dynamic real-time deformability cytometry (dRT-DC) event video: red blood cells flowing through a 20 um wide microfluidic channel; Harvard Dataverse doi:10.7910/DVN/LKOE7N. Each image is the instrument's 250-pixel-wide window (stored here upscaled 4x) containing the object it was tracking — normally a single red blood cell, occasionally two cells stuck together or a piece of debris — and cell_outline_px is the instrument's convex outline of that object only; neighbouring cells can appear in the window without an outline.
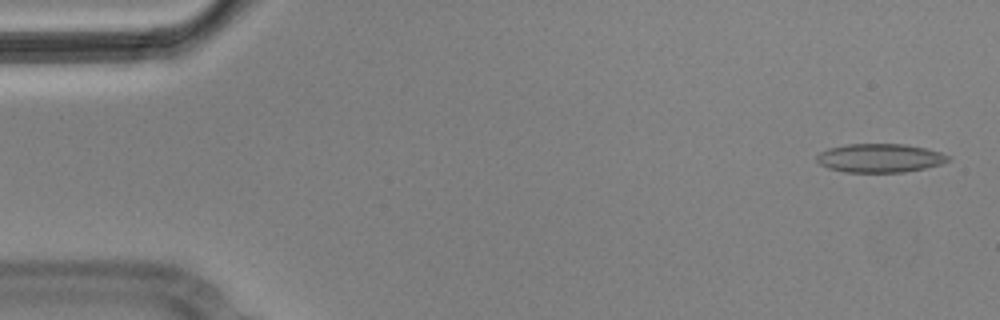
{"species": "Egyptian fruit bat (a non-hibernating species)", "species_latin": "Rousettus aegyptiacus", "temperature_condition": "cold", "stored_images_in_passage": 4, "camera_frame_rate_fps": 3000, "um_per_image_px": 0.085, "animal": {"sex": "male"}, "frame": {"image": 1, "passage_image": 1, "time_ms": 0.0, "image_size_px": [1000, 320], "cell_outline_px": [[952, 160], [940, 164], [924, 168], [904, 172], [844, 172], [828, 168], [820, 164], [816, 160], [816, 156], [820, 152], [828, 148], [848, 144], [904, 144], [924, 148], [940, 152], [952, 156]], "centroid_in_image_um": [74.8, 13.43], "position_along_channel_um": 10.2, "area_um2": 22.02}}
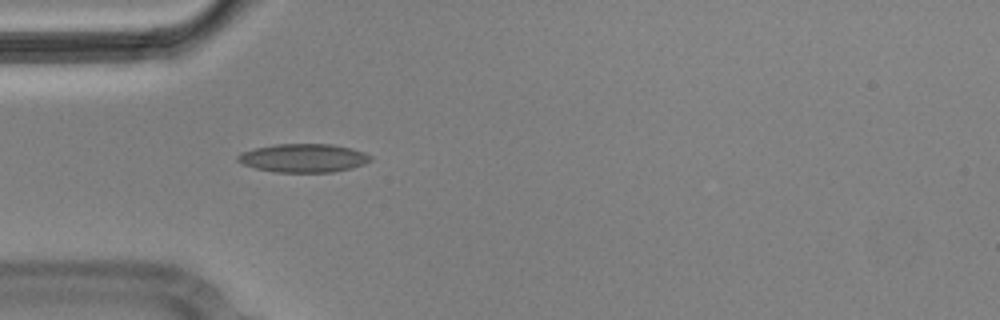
{"frame": {"image": 2, "passage_image": 4, "time_ms": 1.0, "image_size_px": [1000, 320], "cell_outline_px": [[372, 160], [364, 164], [352, 168], [332, 172], [276, 172], [256, 168], [244, 164], [236, 160], [236, 156], [240, 152], [256, 148], [276, 144], [332, 144], [352, 148], [364, 152], [372, 156]], "centroid_in_image_um": [25.81, 13.43], "position_along_channel_um": 59.2, "area_um2": 22.08}}